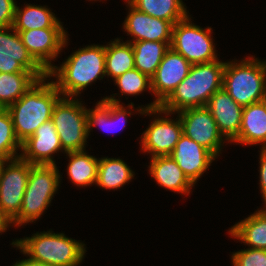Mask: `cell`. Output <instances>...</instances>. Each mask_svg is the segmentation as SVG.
I'll return each mask as SVG.
<instances>
[{
	"label": "cell",
	"instance_id": "cell-33",
	"mask_svg": "<svg viewBox=\"0 0 266 266\" xmlns=\"http://www.w3.org/2000/svg\"><path fill=\"white\" fill-rule=\"evenodd\" d=\"M233 266H266V250L247 248L232 254Z\"/></svg>",
	"mask_w": 266,
	"mask_h": 266
},
{
	"label": "cell",
	"instance_id": "cell-23",
	"mask_svg": "<svg viewBox=\"0 0 266 266\" xmlns=\"http://www.w3.org/2000/svg\"><path fill=\"white\" fill-rule=\"evenodd\" d=\"M130 43L133 46L135 68L151 79L170 46L166 42L148 40Z\"/></svg>",
	"mask_w": 266,
	"mask_h": 266
},
{
	"label": "cell",
	"instance_id": "cell-17",
	"mask_svg": "<svg viewBox=\"0 0 266 266\" xmlns=\"http://www.w3.org/2000/svg\"><path fill=\"white\" fill-rule=\"evenodd\" d=\"M220 133L228 142H233L239 135L243 107L222 88L216 91L206 104Z\"/></svg>",
	"mask_w": 266,
	"mask_h": 266
},
{
	"label": "cell",
	"instance_id": "cell-20",
	"mask_svg": "<svg viewBox=\"0 0 266 266\" xmlns=\"http://www.w3.org/2000/svg\"><path fill=\"white\" fill-rule=\"evenodd\" d=\"M131 113L130 109H125V107L120 104V101L113 96L104 97L102 100L98 101L94 109H87L88 136L93 126H99L103 131L105 130L110 133H112L114 129H117L115 127H118V124H122L119 126L122 129L127 121L128 114L131 115ZM110 127H112L113 130H111Z\"/></svg>",
	"mask_w": 266,
	"mask_h": 266
},
{
	"label": "cell",
	"instance_id": "cell-2",
	"mask_svg": "<svg viewBox=\"0 0 266 266\" xmlns=\"http://www.w3.org/2000/svg\"><path fill=\"white\" fill-rule=\"evenodd\" d=\"M57 90L64 97H78L81 91L97 79L106 76L105 45H88L74 51L61 66L47 72Z\"/></svg>",
	"mask_w": 266,
	"mask_h": 266
},
{
	"label": "cell",
	"instance_id": "cell-28",
	"mask_svg": "<svg viewBox=\"0 0 266 266\" xmlns=\"http://www.w3.org/2000/svg\"><path fill=\"white\" fill-rule=\"evenodd\" d=\"M139 11L170 21L173 25L188 16L182 0H128Z\"/></svg>",
	"mask_w": 266,
	"mask_h": 266
},
{
	"label": "cell",
	"instance_id": "cell-3",
	"mask_svg": "<svg viewBox=\"0 0 266 266\" xmlns=\"http://www.w3.org/2000/svg\"><path fill=\"white\" fill-rule=\"evenodd\" d=\"M47 77L39 79L15 103L7 108L17 139L22 144L37 128L51 120L53 109L61 98L53 81L45 83Z\"/></svg>",
	"mask_w": 266,
	"mask_h": 266
},
{
	"label": "cell",
	"instance_id": "cell-30",
	"mask_svg": "<svg viewBox=\"0 0 266 266\" xmlns=\"http://www.w3.org/2000/svg\"><path fill=\"white\" fill-rule=\"evenodd\" d=\"M55 193L25 192L17 216L12 220L16 226H23L37 220L47 209Z\"/></svg>",
	"mask_w": 266,
	"mask_h": 266
},
{
	"label": "cell",
	"instance_id": "cell-6",
	"mask_svg": "<svg viewBox=\"0 0 266 266\" xmlns=\"http://www.w3.org/2000/svg\"><path fill=\"white\" fill-rule=\"evenodd\" d=\"M51 120L65 153L85 150L88 138L87 108L77 98L62 96Z\"/></svg>",
	"mask_w": 266,
	"mask_h": 266
},
{
	"label": "cell",
	"instance_id": "cell-25",
	"mask_svg": "<svg viewBox=\"0 0 266 266\" xmlns=\"http://www.w3.org/2000/svg\"><path fill=\"white\" fill-rule=\"evenodd\" d=\"M38 79L30 72H0V108L7 109L24 95Z\"/></svg>",
	"mask_w": 266,
	"mask_h": 266
},
{
	"label": "cell",
	"instance_id": "cell-37",
	"mask_svg": "<svg viewBox=\"0 0 266 266\" xmlns=\"http://www.w3.org/2000/svg\"><path fill=\"white\" fill-rule=\"evenodd\" d=\"M10 224H13L12 220L0 209V233H4Z\"/></svg>",
	"mask_w": 266,
	"mask_h": 266
},
{
	"label": "cell",
	"instance_id": "cell-14",
	"mask_svg": "<svg viewBox=\"0 0 266 266\" xmlns=\"http://www.w3.org/2000/svg\"><path fill=\"white\" fill-rule=\"evenodd\" d=\"M128 16L124 20L123 29L132 40L126 42L138 41H159L166 42L169 46L172 41L173 24L170 21L152 17L135 8L128 0Z\"/></svg>",
	"mask_w": 266,
	"mask_h": 266
},
{
	"label": "cell",
	"instance_id": "cell-7",
	"mask_svg": "<svg viewBox=\"0 0 266 266\" xmlns=\"http://www.w3.org/2000/svg\"><path fill=\"white\" fill-rule=\"evenodd\" d=\"M189 15L173 25L170 47L180 53L191 64H199L218 59L211 27L206 29L195 25Z\"/></svg>",
	"mask_w": 266,
	"mask_h": 266
},
{
	"label": "cell",
	"instance_id": "cell-36",
	"mask_svg": "<svg viewBox=\"0 0 266 266\" xmlns=\"http://www.w3.org/2000/svg\"><path fill=\"white\" fill-rule=\"evenodd\" d=\"M12 266H52L46 263H42L40 261H36L34 259H31L30 257L27 259H23V260H19L17 261L15 264H13Z\"/></svg>",
	"mask_w": 266,
	"mask_h": 266
},
{
	"label": "cell",
	"instance_id": "cell-29",
	"mask_svg": "<svg viewBox=\"0 0 266 266\" xmlns=\"http://www.w3.org/2000/svg\"><path fill=\"white\" fill-rule=\"evenodd\" d=\"M60 176L56 164H33L25 192L55 193L60 185Z\"/></svg>",
	"mask_w": 266,
	"mask_h": 266
},
{
	"label": "cell",
	"instance_id": "cell-16",
	"mask_svg": "<svg viewBox=\"0 0 266 266\" xmlns=\"http://www.w3.org/2000/svg\"><path fill=\"white\" fill-rule=\"evenodd\" d=\"M170 156L193 185L216 158L208 149L185 134L181 135Z\"/></svg>",
	"mask_w": 266,
	"mask_h": 266
},
{
	"label": "cell",
	"instance_id": "cell-11",
	"mask_svg": "<svg viewBox=\"0 0 266 266\" xmlns=\"http://www.w3.org/2000/svg\"><path fill=\"white\" fill-rule=\"evenodd\" d=\"M26 70L38 80L47 77V72L27 51L19 33L12 26L0 27V72L16 73Z\"/></svg>",
	"mask_w": 266,
	"mask_h": 266
},
{
	"label": "cell",
	"instance_id": "cell-19",
	"mask_svg": "<svg viewBox=\"0 0 266 266\" xmlns=\"http://www.w3.org/2000/svg\"><path fill=\"white\" fill-rule=\"evenodd\" d=\"M233 143L262 145L266 148V103L260 101L243 107L241 127Z\"/></svg>",
	"mask_w": 266,
	"mask_h": 266
},
{
	"label": "cell",
	"instance_id": "cell-22",
	"mask_svg": "<svg viewBox=\"0 0 266 266\" xmlns=\"http://www.w3.org/2000/svg\"><path fill=\"white\" fill-rule=\"evenodd\" d=\"M55 14L46 6L26 4L23 9L16 5L13 28L28 31L41 28H64Z\"/></svg>",
	"mask_w": 266,
	"mask_h": 266
},
{
	"label": "cell",
	"instance_id": "cell-38",
	"mask_svg": "<svg viewBox=\"0 0 266 266\" xmlns=\"http://www.w3.org/2000/svg\"><path fill=\"white\" fill-rule=\"evenodd\" d=\"M4 162H5V160H1L0 159V175H1V171H2V168H3Z\"/></svg>",
	"mask_w": 266,
	"mask_h": 266
},
{
	"label": "cell",
	"instance_id": "cell-35",
	"mask_svg": "<svg viewBox=\"0 0 266 266\" xmlns=\"http://www.w3.org/2000/svg\"><path fill=\"white\" fill-rule=\"evenodd\" d=\"M261 153H260V190H261V194L263 197V201H264V206H266V148H260Z\"/></svg>",
	"mask_w": 266,
	"mask_h": 266
},
{
	"label": "cell",
	"instance_id": "cell-18",
	"mask_svg": "<svg viewBox=\"0 0 266 266\" xmlns=\"http://www.w3.org/2000/svg\"><path fill=\"white\" fill-rule=\"evenodd\" d=\"M148 167L159 186L172 192L190 194L194 185L170 155L151 157Z\"/></svg>",
	"mask_w": 266,
	"mask_h": 266
},
{
	"label": "cell",
	"instance_id": "cell-31",
	"mask_svg": "<svg viewBox=\"0 0 266 266\" xmlns=\"http://www.w3.org/2000/svg\"><path fill=\"white\" fill-rule=\"evenodd\" d=\"M22 144L15 135L13 121L7 109L0 108V159L12 160L20 157L16 151Z\"/></svg>",
	"mask_w": 266,
	"mask_h": 266
},
{
	"label": "cell",
	"instance_id": "cell-34",
	"mask_svg": "<svg viewBox=\"0 0 266 266\" xmlns=\"http://www.w3.org/2000/svg\"><path fill=\"white\" fill-rule=\"evenodd\" d=\"M16 5L14 0H0V27L13 26Z\"/></svg>",
	"mask_w": 266,
	"mask_h": 266
},
{
	"label": "cell",
	"instance_id": "cell-21",
	"mask_svg": "<svg viewBox=\"0 0 266 266\" xmlns=\"http://www.w3.org/2000/svg\"><path fill=\"white\" fill-rule=\"evenodd\" d=\"M264 207L232 226L229 229L231 237L250 248L266 250V206Z\"/></svg>",
	"mask_w": 266,
	"mask_h": 266
},
{
	"label": "cell",
	"instance_id": "cell-1",
	"mask_svg": "<svg viewBox=\"0 0 266 266\" xmlns=\"http://www.w3.org/2000/svg\"><path fill=\"white\" fill-rule=\"evenodd\" d=\"M225 63L219 59L206 63L192 64L187 77L176 87L172 94L154 109H136L140 114L172 115L187 108L204 107L209 98L222 89Z\"/></svg>",
	"mask_w": 266,
	"mask_h": 266
},
{
	"label": "cell",
	"instance_id": "cell-13",
	"mask_svg": "<svg viewBox=\"0 0 266 266\" xmlns=\"http://www.w3.org/2000/svg\"><path fill=\"white\" fill-rule=\"evenodd\" d=\"M174 119L155 118L142 133L141 150L151 153V157L170 155L183 134L179 116Z\"/></svg>",
	"mask_w": 266,
	"mask_h": 266
},
{
	"label": "cell",
	"instance_id": "cell-27",
	"mask_svg": "<svg viewBox=\"0 0 266 266\" xmlns=\"http://www.w3.org/2000/svg\"><path fill=\"white\" fill-rule=\"evenodd\" d=\"M70 160L67 166L69 179L77 186L86 187L97 182L99 159L85 150L66 153Z\"/></svg>",
	"mask_w": 266,
	"mask_h": 266
},
{
	"label": "cell",
	"instance_id": "cell-24",
	"mask_svg": "<svg viewBox=\"0 0 266 266\" xmlns=\"http://www.w3.org/2000/svg\"><path fill=\"white\" fill-rule=\"evenodd\" d=\"M134 177L131 168L119 158H100L98 163L97 182L101 188L117 190Z\"/></svg>",
	"mask_w": 266,
	"mask_h": 266
},
{
	"label": "cell",
	"instance_id": "cell-10",
	"mask_svg": "<svg viewBox=\"0 0 266 266\" xmlns=\"http://www.w3.org/2000/svg\"><path fill=\"white\" fill-rule=\"evenodd\" d=\"M178 116L183 126V134L208 149L215 157L219 156L226 139L206 106L184 109L178 112Z\"/></svg>",
	"mask_w": 266,
	"mask_h": 266
},
{
	"label": "cell",
	"instance_id": "cell-9",
	"mask_svg": "<svg viewBox=\"0 0 266 266\" xmlns=\"http://www.w3.org/2000/svg\"><path fill=\"white\" fill-rule=\"evenodd\" d=\"M191 66L192 64L190 62L170 47L165 52L155 75L151 78V92L155 95L156 99L153 103L143 108L148 110L160 107L176 87L187 77Z\"/></svg>",
	"mask_w": 266,
	"mask_h": 266
},
{
	"label": "cell",
	"instance_id": "cell-15",
	"mask_svg": "<svg viewBox=\"0 0 266 266\" xmlns=\"http://www.w3.org/2000/svg\"><path fill=\"white\" fill-rule=\"evenodd\" d=\"M21 151L23 153H20V157L30 164L54 165L52 155L62 152L63 149L53 121L42 123L34 134L22 143Z\"/></svg>",
	"mask_w": 266,
	"mask_h": 266
},
{
	"label": "cell",
	"instance_id": "cell-32",
	"mask_svg": "<svg viewBox=\"0 0 266 266\" xmlns=\"http://www.w3.org/2000/svg\"><path fill=\"white\" fill-rule=\"evenodd\" d=\"M114 82L119 87L121 95H139L147 88L151 91V79L136 68L126 71L114 79Z\"/></svg>",
	"mask_w": 266,
	"mask_h": 266
},
{
	"label": "cell",
	"instance_id": "cell-12",
	"mask_svg": "<svg viewBox=\"0 0 266 266\" xmlns=\"http://www.w3.org/2000/svg\"><path fill=\"white\" fill-rule=\"evenodd\" d=\"M32 58L48 72L63 47L68 43L64 28H41L17 31Z\"/></svg>",
	"mask_w": 266,
	"mask_h": 266
},
{
	"label": "cell",
	"instance_id": "cell-4",
	"mask_svg": "<svg viewBox=\"0 0 266 266\" xmlns=\"http://www.w3.org/2000/svg\"><path fill=\"white\" fill-rule=\"evenodd\" d=\"M11 244L31 259L52 266H78L86 253L84 243L52 231L37 232Z\"/></svg>",
	"mask_w": 266,
	"mask_h": 266
},
{
	"label": "cell",
	"instance_id": "cell-5",
	"mask_svg": "<svg viewBox=\"0 0 266 266\" xmlns=\"http://www.w3.org/2000/svg\"><path fill=\"white\" fill-rule=\"evenodd\" d=\"M222 88L242 107L266 97V61L247 57L225 63Z\"/></svg>",
	"mask_w": 266,
	"mask_h": 266
},
{
	"label": "cell",
	"instance_id": "cell-8",
	"mask_svg": "<svg viewBox=\"0 0 266 266\" xmlns=\"http://www.w3.org/2000/svg\"><path fill=\"white\" fill-rule=\"evenodd\" d=\"M32 165L21 157L3 164L0 175V209L11 220L20 211Z\"/></svg>",
	"mask_w": 266,
	"mask_h": 266
},
{
	"label": "cell",
	"instance_id": "cell-26",
	"mask_svg": "<svg viewBox=\"0 0 266 266\" xmlns=\"http://www.w3.org/2000/svg\"><path fill=\"white\" fill-rule=\"evenodd\" d=\"M133 46L129 42L114 39L105 45V70L107 77L116 79L126 71L134 69Z\"/></svg>",
	"mask_w": 266,
	"mask_h": 266
}]
</instances>
